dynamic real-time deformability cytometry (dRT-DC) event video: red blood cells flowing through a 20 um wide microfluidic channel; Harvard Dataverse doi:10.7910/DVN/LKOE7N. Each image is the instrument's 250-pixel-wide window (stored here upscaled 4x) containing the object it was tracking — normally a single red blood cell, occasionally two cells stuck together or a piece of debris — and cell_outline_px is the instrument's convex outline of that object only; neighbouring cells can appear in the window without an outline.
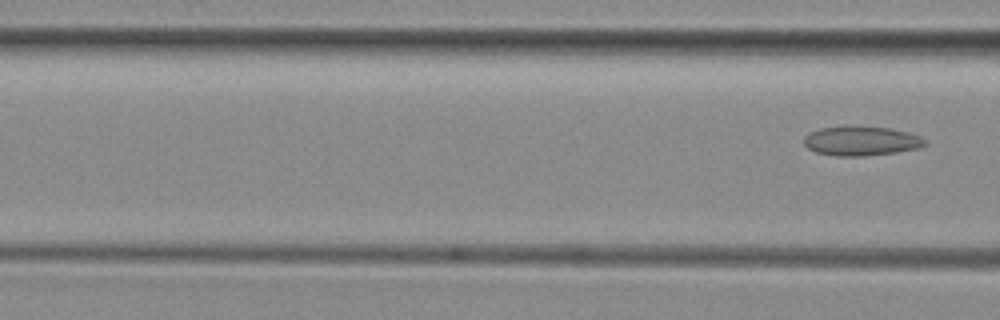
{"species": "common noctule bat (a hibernating species)", "species_latin": "Nyctalus noctula", "temperature_condition": "room temperature", "stored_images_in_passage": 5, "camera_frame_rate_fps": 3000, "um_per_image_px": 0.085, "animal": {"sex": "female", "body_mass_g": 29.2, "forearm_length_mm": 56.3}, "frame": {"image": 1, "passage_image": 5, "time_ms": 5.0, "image_size_px": [1000, 320], "cell_outline_px": [[928, 144], [916, 148], [896, 152], [864, 156], [836, 156], [816, 152], [808, 148], [804, 144], [804, 136], [808, 132], [820, 128], [888, 128], [908, 132], [920, 136], [928, 140]], "centroid_in_image_um": [73.21, 12.01], "position_along_channel_um": 93.4, "area_um2": 20.23}}